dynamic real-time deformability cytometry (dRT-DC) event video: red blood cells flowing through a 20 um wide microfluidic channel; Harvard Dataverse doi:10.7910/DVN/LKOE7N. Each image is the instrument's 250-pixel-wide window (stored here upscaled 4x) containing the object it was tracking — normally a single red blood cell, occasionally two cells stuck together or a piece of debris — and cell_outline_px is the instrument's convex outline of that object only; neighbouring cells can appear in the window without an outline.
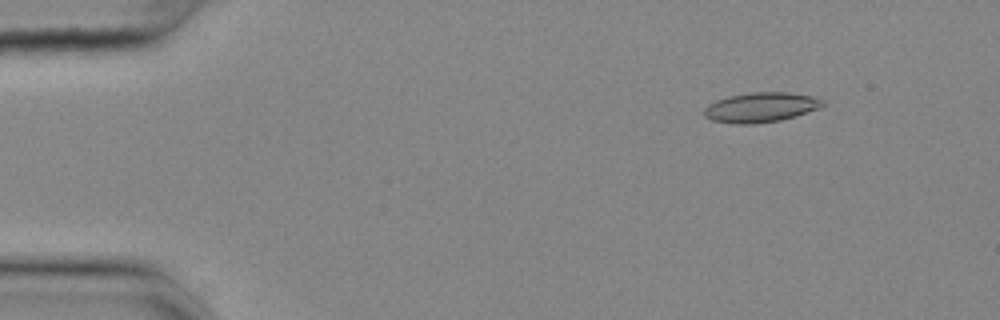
{"species": "common noctule bat (a hibernating species)", "species_latin": "Nyctalus noctula", "temperature_condition": "cold", "stored_images_in_passage": 55, "camera_frame_rate_fps": 3000, "um_per_image_px": 0.085, "animal": {"sex": "female", "body_mass_g": 25.1}, "frame": {"image": 1, "passage_image": 7, "time_ms": 2.0, "image_size_px": [1000, 320], "cell_outline_px": [[824, 104], [816, 108], [796, 116], [780, 120], [752, 124], [732, 124], [712, 120], [704, 116], [704, 108], [708, 104], [716, 100], [728, 96], [752, 92], [788, 92], [812, 96], [824, 100]], "centroid_in_image_um": [64.62, 9.12], "position_along_channel_um": 20.4, "area_um2": 20.52}}
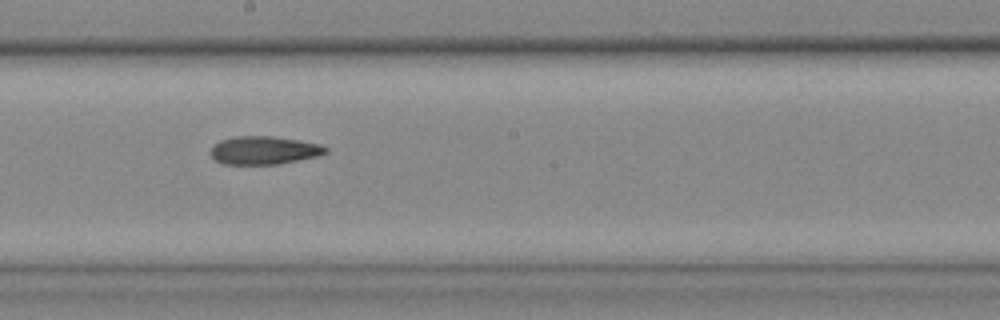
{"frame": {"image": 2, "passage_image": 31, "time_ms": 10.0, "image_size_px": [1000, 320], "cell_outline_px": [[328, 152], [320, 156], [276, 164], [224, 164], [216, 160], [212, 156], [212, 148], [220, 140], [236, 136], [272, 136], [300, 140], [320, 144], [328, 148]], "centroid_in_image_um": [22.5, 12.77], "position_along_channel_um": 225.7, "area_um2": 18.79}}
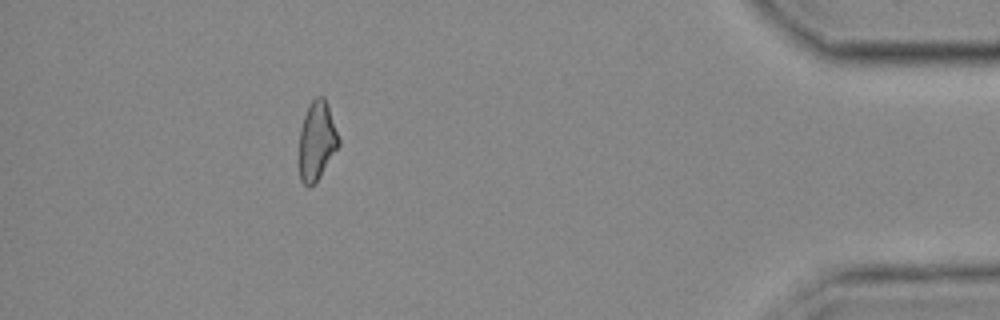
{"frame": {"image": 3, "passage_image": 50, "time_ms": 16.333, "image_size_px": [1000, 320], "cell_outline_px": [[340, 144], [320, 176], [308, 188], [300, 180], [300, 128], [304, 116], [312, 100], [316, 96], [324, 96], [328, 104], [340, 140]], "centroid_in_image_um": [26.94, 11.95], "position_along_channel_um": 408.3, "area_um2": 17.92}}